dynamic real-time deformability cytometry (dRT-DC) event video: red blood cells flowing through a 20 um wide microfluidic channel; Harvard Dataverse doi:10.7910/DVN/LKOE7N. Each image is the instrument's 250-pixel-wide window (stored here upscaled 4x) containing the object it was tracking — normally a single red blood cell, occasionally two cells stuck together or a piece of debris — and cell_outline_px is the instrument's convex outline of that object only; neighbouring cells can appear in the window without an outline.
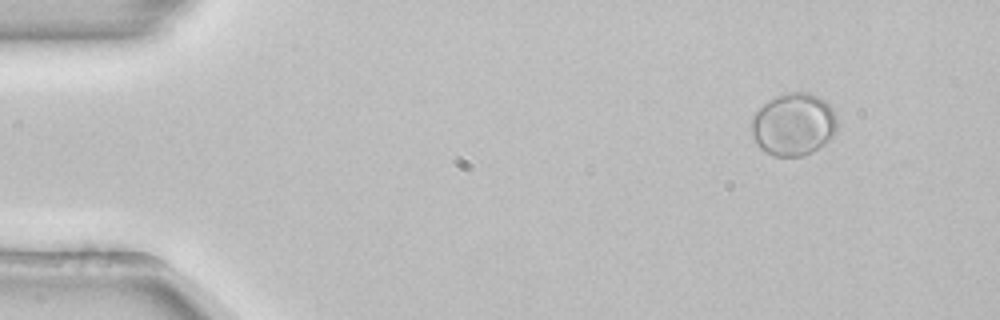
{"species": "common noctule bat (a hibernating species)", "species_latin": "Nyctalus noctula", "temperature_condition": "room temperature", "stored_images_in_passage": 49, "camera_frame_rate_fps": 3000, "um_per_image_px": 0.085, "animal": {"sex": "female", "body_mass_g": 22.7, "forearm_length_mm": 54.2}, "frame": {"image": 1, "passage_image": 1, "time_ms": 0.0, "image_size_px": [1000, 320], "cell_outline_px": [[836, 132], [824, 144], [812, 152], [800, 156], [776, 156], [760, 148], [756, 144], [752, 132], [752, 116], [768, 100], [776, 96], [788, 92], [808, 92], [824, 100], [832, 108], [836, 120]], "centroid_in_image_um": [67.44, 10.57], "position_along_channel_um": 17.6, "area_um2": 30.98}}
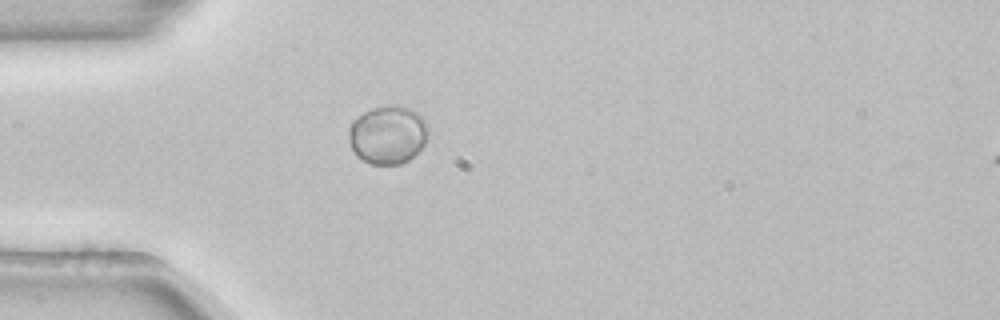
{"frame": {"image": 2, "passage_image": 11, "time_ms": 3.333, "image_size_px": [1000, 320], "cell_outline_px": [[428, 132], [424, 144], [408, 160], [400, 164], [368, 164], [356, 156], [352, 148], [348, 136], [348, 128], [352, 120], [356, 116], [372, 108], [392, 104], [396, 104], [412, 108], [428, 124]], "centroid_in_image_um": [32.93, 11.43], "position_along_channel_um": 52.1, "area_um2": 27.28}}
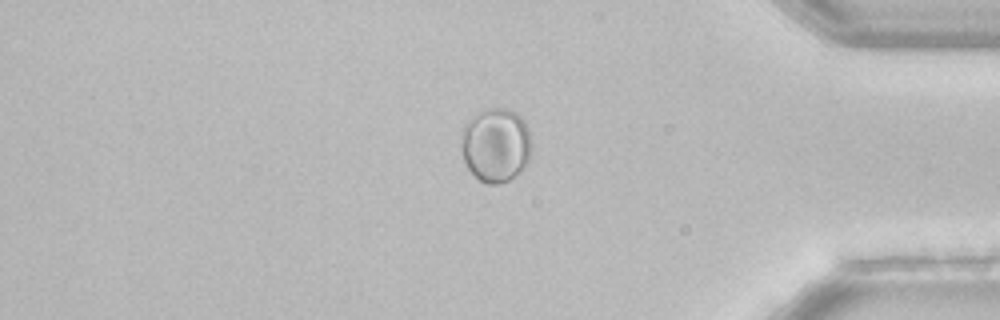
{"frame": {"image": 3, "passage_image": 41, "time_ms": 13.333, "image_size_px": [1000, 320], "cell_outline_px": [[528, 160], [508, 180], [500, 184], [484, 184], [468, 168], [464, 160], [460, 144], [464, 124], [476, 112], [484, 108], [508, 108], [516, 112], [524, 120], [528, 128]], "centroid_in_image_um": [42.07, 12.28], "position_along_channel_um": 393.1, "area_um2": 30.0}}